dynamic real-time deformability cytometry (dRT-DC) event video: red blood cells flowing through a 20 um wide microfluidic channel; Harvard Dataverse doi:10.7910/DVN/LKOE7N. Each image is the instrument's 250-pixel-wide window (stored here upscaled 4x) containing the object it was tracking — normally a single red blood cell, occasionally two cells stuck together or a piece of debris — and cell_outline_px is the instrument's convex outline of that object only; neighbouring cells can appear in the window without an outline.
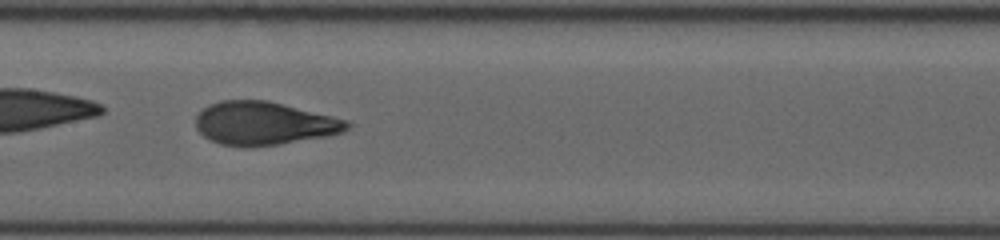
{"species": "human", "species_latin": "Homo sapiens", "temperature_condition": "room temperature", "stored_images_in_passage": 50, "camera_frame_rate_fps": 3000, "um_per_image_px": 0.085, "donor": {"sex": "female"}, "frame": {"image": 1, "passage_image": 29, "time_ms": 9.333, "image_size_px": [1000, 240], "cell_outline_px": [[352, 124], [344, 132], [324, 136], [280, 144], [248, 148], [240, 148], [220, 144], [204, 136], [196, 128], [196, 116], [208, 104], [220, 100], [268, 100], [348, 120]], "centroid_in_image_um": [22.42, 10.49], "position_along_channel_um": 185.0, "area_um2": 38.32}}
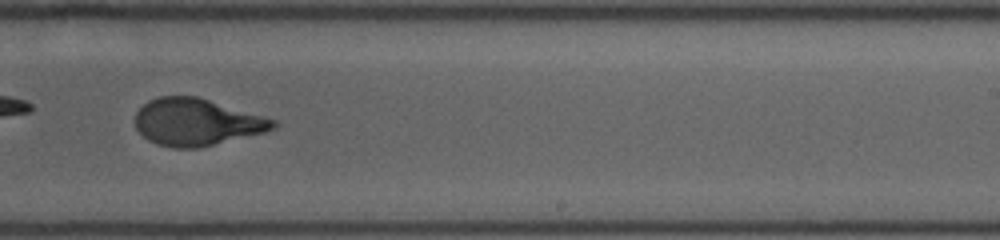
{"frame": {"image": 2, "passage_image": 36, "time_ms": 11.667, "image_size_px": [1000, 240], "cell_outline_px": [[280, 124], [276, 128], [264, 132], [200, 148], [172, 148], [156, 144], [148, 140], [136, 128], [136, 112], [148, 100], [160, 96], [196, 96], [264, 116], [276, 120]], "centroid_in_image_um": [16.72, 10.38], "position_along_channel_um": 272.3, "area_um2": 37.8}}